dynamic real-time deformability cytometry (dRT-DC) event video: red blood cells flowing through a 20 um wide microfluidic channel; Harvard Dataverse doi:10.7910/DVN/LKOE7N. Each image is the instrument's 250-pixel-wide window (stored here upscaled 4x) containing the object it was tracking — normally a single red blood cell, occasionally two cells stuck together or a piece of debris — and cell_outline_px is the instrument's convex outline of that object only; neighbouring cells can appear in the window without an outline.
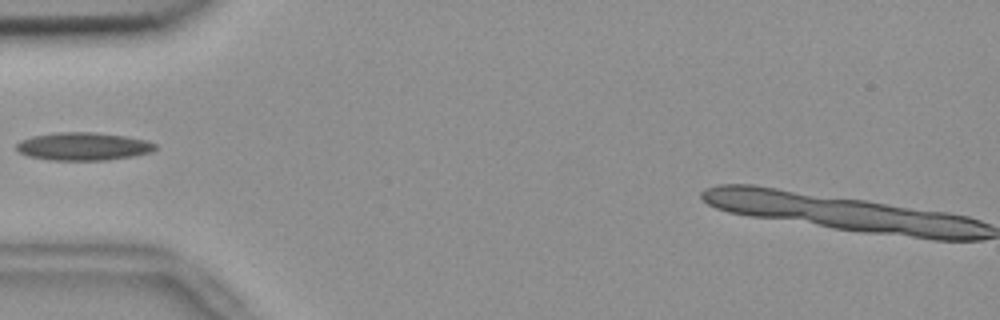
{"species": "common noctule bat (a hibernating species)", "species_latin": "Nyctalus noctula", "temperature_condition": "room temperature", "stored_images_in_passage": 36, "camera_frame_rate_fps": 3000, "um_per_image_px": 0.085, "animal": {"sex": "female", "body_mass_g": 18.4}, "frame": {"image": 1, "passage_image": 1, "time_ms": 0.0, "image_size_px": [1000, 320], "cell_outline_px": [[156, 148], [152, 152], [132, 156], [108, 160], [52, 160], [28, 156], [20, 152], [16, 148], [16, 144], [20, 140], [32, 136], [56, 132], [92, 132], [124, 136], [144, 140], [156, 144]], "centroid_in_image_um": [7.05, 12.44], "position_along_channel_um": 77.9, "area_um2": 22.48}}
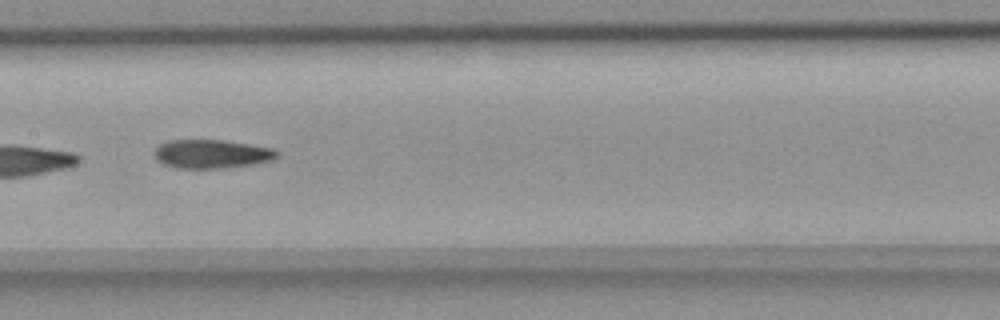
{"frame": {"image": 2, "passage_image": 10, "time_ms": 3.0, "image_size_px": [1000, 320], "cell_outline_px": [[280, 156], [272, 160], [252, 164], [220, 168], [176, 168], [164, 164], [156, 160], [156, 148], [160, 144], [168, 140], [224, 140], [272, 148], [280, 152]], "centroid_in_image_um": [18.01, 13.08], "position_along_channel_um": 189.4, "area_um2": 20.4}}
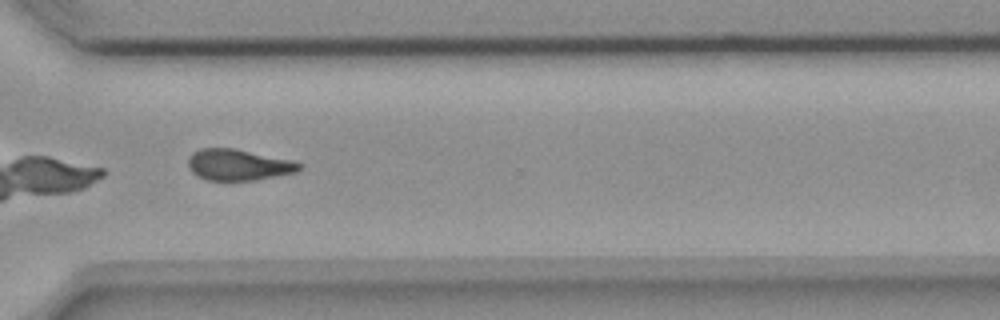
{"frame": {"image": 3, "passage_image": 23, "time_ms": 7.333, "image_size_px": [1000, 320], "cell_outline_px": [[304, 164], [296, 172], [256, 180], [208, 180], [192, 172], [188, 168], [188, 156], [192, 152], [200, 148], [236, 148], [292, 160]], "centroid_in_image_um": [20.26, 13.99], "position_along_channel_um": 350.3, "area_um2": 20.29}}